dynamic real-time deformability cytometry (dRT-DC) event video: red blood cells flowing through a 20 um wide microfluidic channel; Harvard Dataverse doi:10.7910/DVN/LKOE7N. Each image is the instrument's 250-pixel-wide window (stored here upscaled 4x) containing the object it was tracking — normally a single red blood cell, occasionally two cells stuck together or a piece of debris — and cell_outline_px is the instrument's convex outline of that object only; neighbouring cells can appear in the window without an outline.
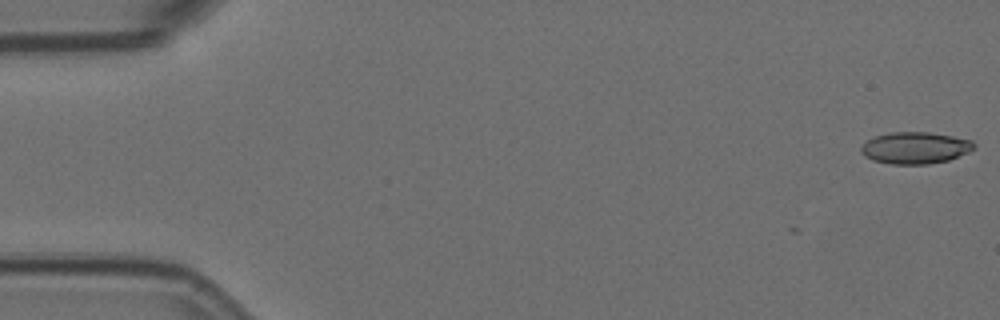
{"species": "Egyptian fruit bat (a non-hibernating species)", "species_latin": "Rousettus aegyptiacus", "temperature_condition": "room temperature", "stored_images_in_passage": 10, "camera_frame_rate_fps": 3000, "um_per_image_px": 0.085, "animal": {"sex": "female"}, "frame": {"image": 1, "passage_image": 1, "time_ms": 0.0, "image_size_px": [1000, 320], "cell_outline_px": [[976, 148], [968, 152], [948, 160], [928, 164], [892, 164], [872, 160], [864, 156], [860, 152], [860, 148], [868, 140], [876, 136], [888, 132], [928, 132], [952, 136], [972, 140], [976, 144]], "centroid_in_image_um": [77.8, 12.57], "position_along_channel_um": 7.2, "area_um2": 20.92}}
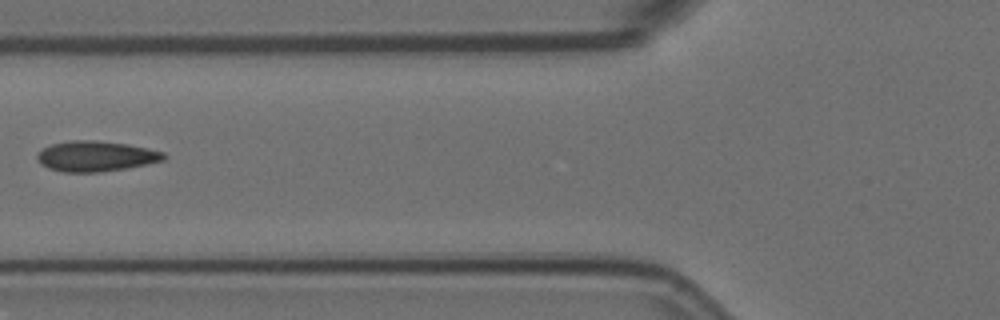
{"frame": {"image": 2, "passage_image": 7, "time_ms": 2.0, "image_size_px": [1000, 320], "cell_outline_px": [[168, 156], [164, 160], [148, 164], [128, 168], [100, 172], [64, 172], [48, 168], [40, 164], [36, 156], [44, 148], [52, 144], [72, 140], [96, 140], [128, 144], [164, 152]], "centroid_in_image_um": [8.18, 13.28], "position_along_channel_um": 117.6, "area_um2": 22.48}}
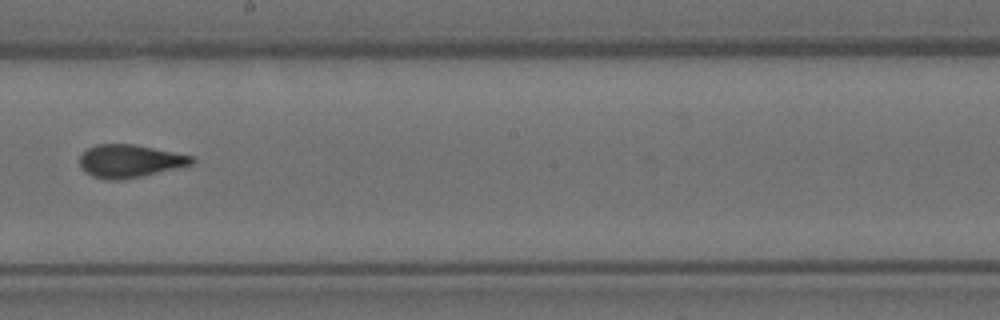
{"frame": {"image": 3, "passage_image": 10, "time_ms": 3.0, "image_size_px": [1000, 320], "cell_outline_px": [[196, 160], [192, 164], [176, 168], [124, 180], [108, 180], [92, 176], [84, 172], [80, 168], [80, 156], [88, 148], [96, 144], [132, 144], [196, 156]], "centroid_in_image_um": [11.03, 13.69], "position_along_channel_um": 237.2, "area_um2": 21.56}}